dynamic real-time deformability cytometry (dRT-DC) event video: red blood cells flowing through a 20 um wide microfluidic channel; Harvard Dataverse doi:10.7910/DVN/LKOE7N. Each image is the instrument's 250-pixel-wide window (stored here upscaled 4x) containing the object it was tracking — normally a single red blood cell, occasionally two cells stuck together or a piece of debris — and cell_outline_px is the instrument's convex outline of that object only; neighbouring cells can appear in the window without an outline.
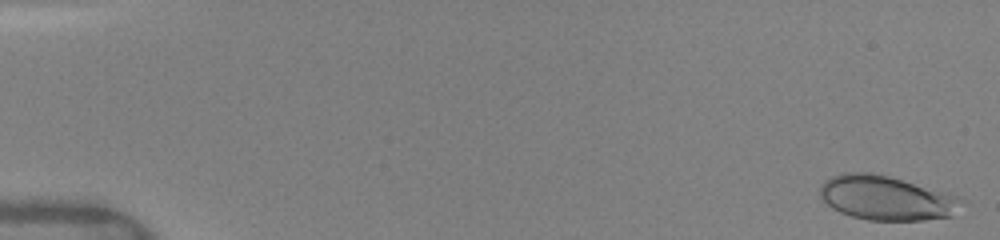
{"species": "human", "species_latin": "Homo sapiens", "temperature_condition": "warm", "stored_images_in_passage": 21, "camera_frame_rate_fps": 3000, "um_per_image_px": 0.085, "donor": {"sex": "female"}, "frame": {"image": 1, "passage_image": 1, "time_ms": 0.0, "image_size_px": [1000, 240], "cell_outline_px": [[960, 196], [952, 216], [924, 220], [868, 220], [852, 216], [840, 212], [832, 208], [820, 196], [820, 188], [824, 180], [832, 176], [844, 172], [872, 172], [888, 176]], "centroid_in_image_um": [75.26, 16.82], "position_along_channel_um": 9.7, "area_um2": 36.07}}
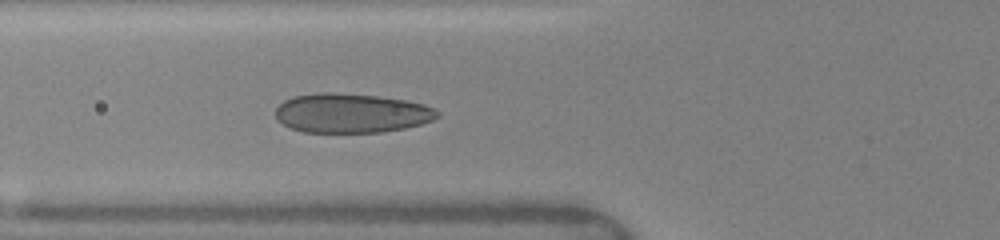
{"frame": {"image": 2, "passage_image": 14, "time_ms": 6.0, "image_size_px": [1000, 240], "cell_outline_px": [[440, 116], [432, 120], [420, 124], [404, 128], [380, 132], [304, 132], [292, 128], [276, 120], [276, 108], [284, 100], [292, 96], [320, 92], [332, 92], [380, 96], [404, 100], [424, 104], [436, 108], [440, 112]], "centroid_in_image_um": [29.87, 9.6], "position_along_channel_um": 95.9, "area_um2": 37.22}}
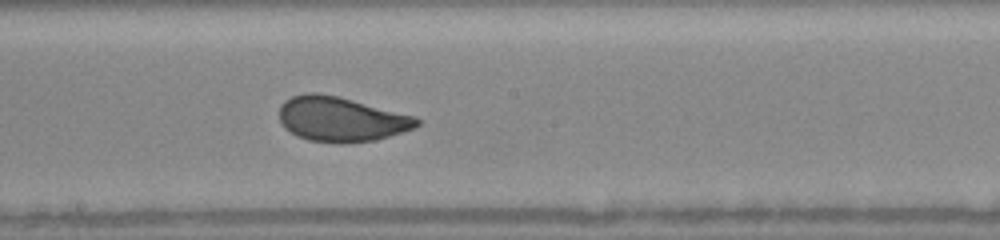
{"frame": {"image": 3, "passage_image": 21, "time_ms": 9.0, "image_size_px": [1000, 240], "cell_outline_px": [[420, 124], [412, 128], [376, 140], [340, 144], [308, 140], [296, 136], [284, 128], [280, 120], [280, 104], [284, 100], [292, 96], [308, 92], [316, 92], [336, 96], [416, 116], [420, 120]], "centroid_in_image_um": [28.95, 10.13], "position_along_channel_um": 219.2, "area_um2": 35.84}}